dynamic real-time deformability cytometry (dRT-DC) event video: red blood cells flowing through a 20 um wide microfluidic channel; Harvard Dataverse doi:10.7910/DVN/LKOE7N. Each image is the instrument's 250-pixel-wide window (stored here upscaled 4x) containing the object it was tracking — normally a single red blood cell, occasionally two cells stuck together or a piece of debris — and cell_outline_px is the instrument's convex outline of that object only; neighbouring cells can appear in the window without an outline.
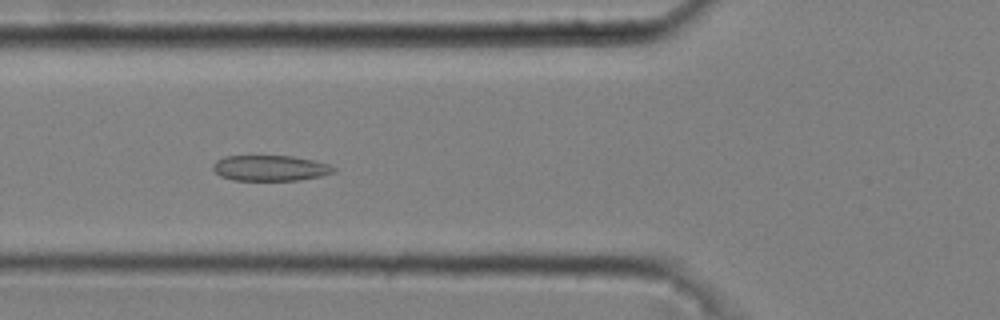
{"species": "common noctule bat (a hibernating species)", "species_latin": "Nyctalus noctula", "temperature_condition": "cold", "stored_images_in_passage": 52, "camera_frame_rate_fps": 3000, "um_per_image_px": 0.085, "animal": {"sex": "male", "body_mass_g": 20.4}, "frame": {"image": 1, "passage_image": 20, "time_ms": 6.333, "image_size_px": [1000, 320], "cell_outline_px": [[336, 172], [320, 176], [300, 180], [232, 180], [220, 176], [212, 168], [212, 164], [216, 160], [224, 156], [292, 156], [312, 160], [328, 164], [336, 168]], "centroid_in_image_um": [22.95, 14.29], "position_along_channel_um": 102.8, "area_um2": 18.03}}
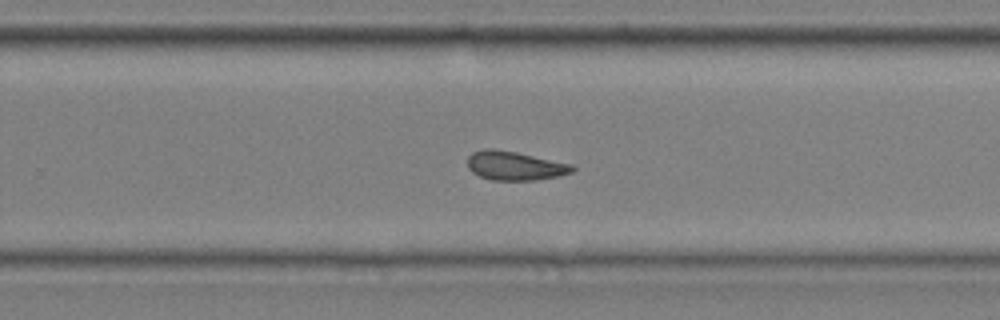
{"frame": {"image": 2, "passage_image": 35, "time_ms": 11.333, "image_size_px": [1000, 320], "cell_outline_px": [[576, 168], [572, 172], [560, 176], [536, 180], [492, 180], [480, 176], [472, 172], [468, 168], [468, 156], [472, 152], [484, 148], [492, 148], [516, 152], [572, 164]], "centroid_in_image_um": [43.76, 14.09], "position_along_channel_um": 286.0, "area_um2": 17.74}}
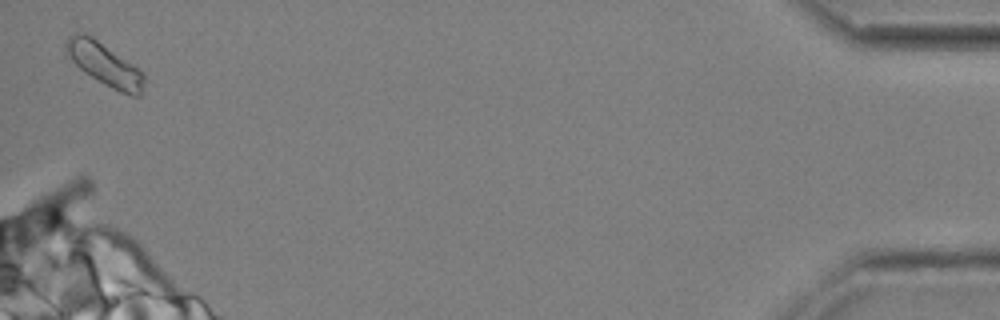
{"frame": {"image": 3, "passage_image": 52, "time_ms": 17.0, "image_size_px": [1000, 320], "cell_outline_px": [[144, 92], [140, 96], [132, 96], [120, 92], [104, 84], [84, 72], [64, 52], [64, 44], [72, 36], [92, 36], [144, 72]], "centroid_in_image_um": [8.95, 5.53], "position_along_channel_um": 426.3, "area_um2": 19.02}, "authors_computed_cell_mechanics": {"area_um2": 18.0047, "velocity_mm_per_s": 3.6728, "shape_relaxation_time_tau1_ms": null, "shape_relaxation_time_tau2_ms": 1.3688, "deformation_change_tau1": null, "deformation_change_tau2": 0.0732}}